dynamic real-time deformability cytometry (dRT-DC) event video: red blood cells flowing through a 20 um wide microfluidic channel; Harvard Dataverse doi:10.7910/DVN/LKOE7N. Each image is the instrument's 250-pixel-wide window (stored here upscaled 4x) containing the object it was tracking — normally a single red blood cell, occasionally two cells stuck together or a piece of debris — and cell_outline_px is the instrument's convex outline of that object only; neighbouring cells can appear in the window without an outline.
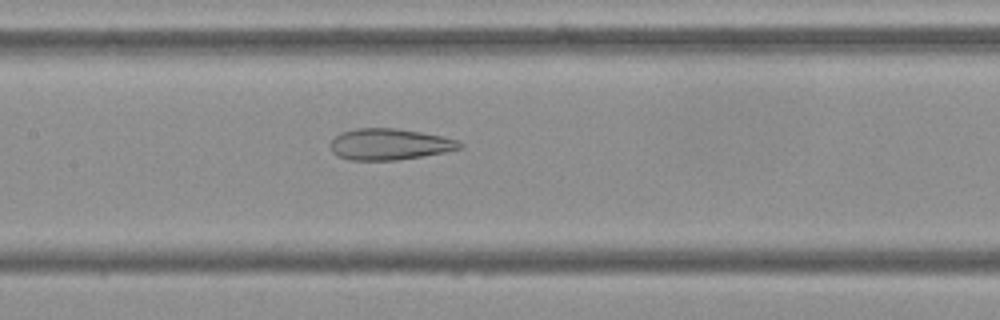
{"species": "Egyptian fruit bat (a non-hibernating species)", "species_latin": "Rousettus aegyptiacus", "temperature_condition": "cold", "stored_images_in_passage": 54, "camera_frame_rate_fps": 3000, "um_per_image_px": 0.085, "frame": {"image": 1, "passage_image": 25, "time_ms": 8.0, "image_size_px": [1000, 320], "cell_outline_px": [[464, 148], [424, 156], [400, 160], [348, 160], [332, 152], [328, 144], [340, 132], [356, 128], [396, 128], [420, 132], [460, 140], [464, 144]], "centroid_in_image_um": [33.12, 12.26], "position_along_channel_um": 174.3, "area_um2": 23.81}}
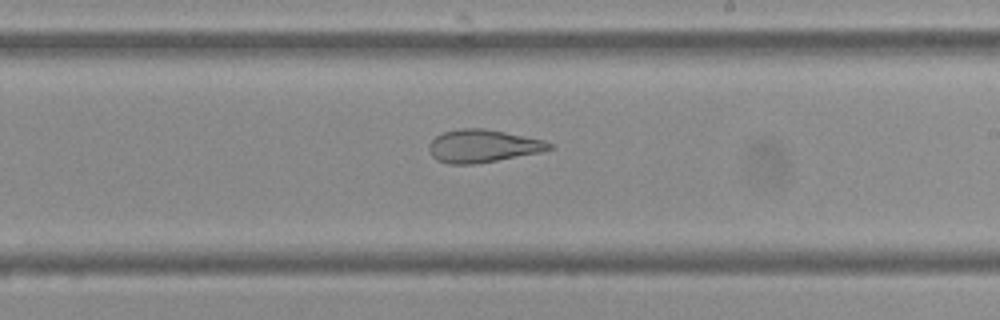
{"frame": {"image": 2, "passage_image": 31, "time_ms": 10.0, "image_size_px": [1000, 320], "cell_outline_px": [[552, 148], [540, 152], [476, 164], [448, 164], [436, 160], [432, 156], [428, 148], [428, 144], [436, 136], [444, 132], [460, 128], [484, 128], [544, 140], [552, 144]], "centroid_in_image_um": [40.99, 12.41], "position_along_channel_um": 248.0, "area_um2": 22.89}}
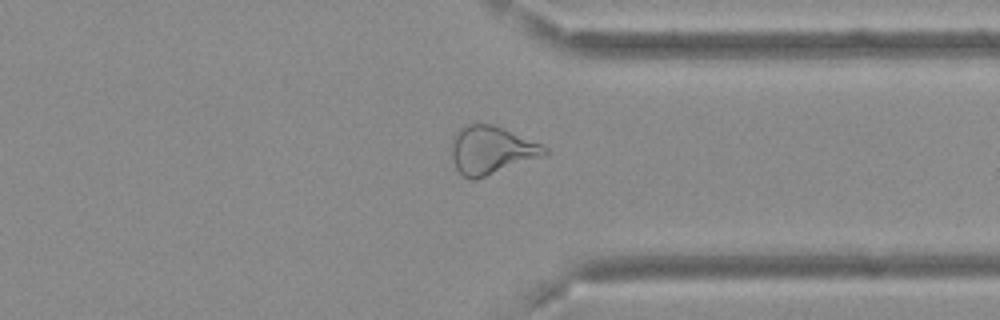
{"frame": {"image": 3, "passage_image": 41, "time_ms": 13.333, "image_size_px": [1000, 320], "cell_outline_px": [[548, 152], [540, 156], [476, 180], [472, 180], [464, 176], [456, 168], [452, 160], [452, 136], [464, 124], [492, 124], [504, 128], [540, 144], [548, 148]], "centroid_in_image_um": [41.7, 12.75], "position_along_channel_um": 369.7, "area_um2": 25.66}, "authors_computed_cell_mechanics": {"area_um2": 28.611, "velocity_mm_per_s": 3.6938, "shape_relaxation_time_tau1_ms": null, "shape_relaxation_time_tau2_ms": 2.1766, "deformation_change_tau1": null, "deformation_change_tau2": 0.1151}}